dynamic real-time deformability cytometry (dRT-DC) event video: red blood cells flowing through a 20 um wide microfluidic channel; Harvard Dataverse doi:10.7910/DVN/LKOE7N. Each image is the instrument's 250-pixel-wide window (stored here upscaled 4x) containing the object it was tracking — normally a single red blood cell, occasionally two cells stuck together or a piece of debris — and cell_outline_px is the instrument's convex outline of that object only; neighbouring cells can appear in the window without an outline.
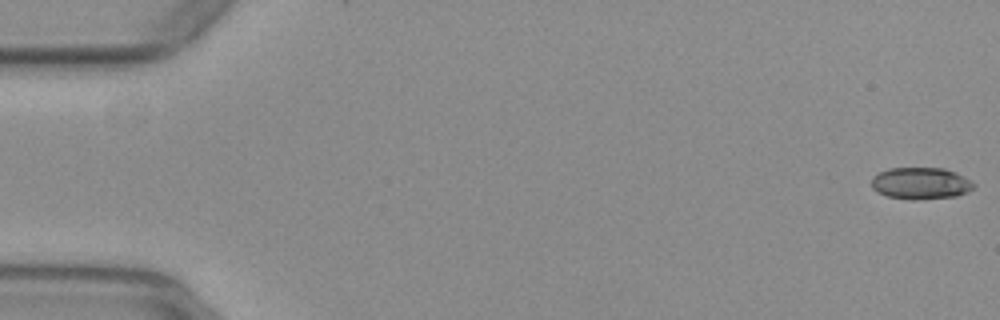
{"species": "common noctule bat (a hibernating species)", "species_latin": "Nyctalus noctula", "temperature_condition": "warm", "stored_images_in_passage": 9, "camera_frame_rate_fps": 3000, "um_per_image_px": 0.085, "animal": {"sex": "female", "body_mass_g": 29.2, "forearm_length_mm": 56.3}, "frame": {"image": 1, "passage_image": 1, "time_ms": 0.0, "image_size_px": [1000, 320], "cell_outline_px": [[976, 184], [968, 192], [956, 196], [912, 200], [888, 196], [876, 192], [872, 188], [872, 176], [888, 168], [944, 168], [956, 172], [972, 180]], "centroid_in_image_um": [78.27, 15.57], "position_along_channel_um": 6.7, "area_um2": 19.07}}